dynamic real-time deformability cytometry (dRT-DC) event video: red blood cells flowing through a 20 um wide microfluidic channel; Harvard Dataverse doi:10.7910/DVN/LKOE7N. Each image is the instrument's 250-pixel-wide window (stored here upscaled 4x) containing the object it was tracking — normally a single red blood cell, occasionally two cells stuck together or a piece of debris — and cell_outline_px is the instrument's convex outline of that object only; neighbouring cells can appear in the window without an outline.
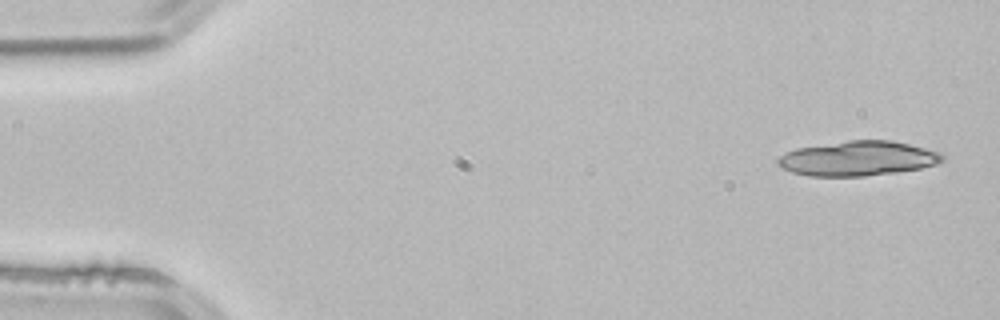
{"species": "common noctule bat (a hibernating species)", "species_latin": "Nyctalus noctula", "temperature_condition": "room temperature", "stored_images_in_passage": 4, "camera_frame_rate_fps": 3000, "um_per_image_px": 0.085, "animal": {"sex": "male", "body_mass_g": 21.5, "forearm_length_mm": 52.0}, "frame": {"image": 1, "passage_image": 1, "time_ms": 0.0, "image_size_px": [1000, 320], "cell_outline_px": [[948, 156], [944, 160], [936, 164], [920, 168], [896, 172], [864, 176], [808, 176], [792, 172], [780, 168], [776, 164], [776, 160], [780, 156], [796, 148], [848, 140], [892, 140], [940, 152]], "centroid_in_image_um": [72.91, 13.47], "position_along_channel_um": 12.1, "area_um2": 33.41}}
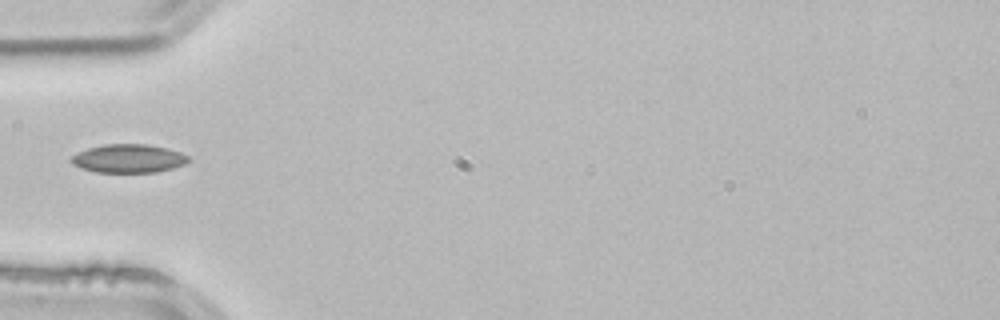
{"frame": {"image": 2, "passage_image": 4, "time_ms": 1.0, "image_size_px": [1000, 320], "cell_outline_px": [[192, 160], [184, 164], [172, 168], [156, 172], [96, 172], [80, 168], [72, 164], [72, 156], [88, 148], [104, 144], [144, 144], [164, 148], [180, 152], [188, 156]], "centroid_in_image_um": [10.93, 13.48], "position_along_channel_um": 74.1, "area_um2": 19.25}}